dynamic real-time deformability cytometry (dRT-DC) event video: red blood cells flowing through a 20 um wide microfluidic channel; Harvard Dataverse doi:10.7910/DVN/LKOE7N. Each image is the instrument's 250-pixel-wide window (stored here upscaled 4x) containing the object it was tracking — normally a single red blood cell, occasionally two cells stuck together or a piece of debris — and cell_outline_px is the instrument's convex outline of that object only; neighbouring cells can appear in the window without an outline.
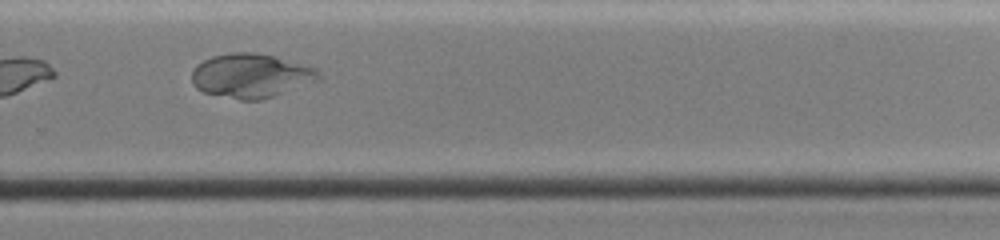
{"species": "common noctule bat (a hibernating species)", "species_latin": "Nyctalus noctula", "temperature_condition": "cold", "stored_images_in_passage": 16, "camera_frame_rate_fps": 3000, "um_per_image_px": 0.085, "animal": {"sex": "female", "body_mass_g": 19.0, "forearm_length_mm": 51.5}, "frame": {"image": 1, "passage_image": 12, "time_ms": 10.0, "image_size_px": [1000, 240], "cell_outline_px": [[320, 80], [260, 100], [240, 100], [204, 92], [196, 88], [192, 84], [192, 72], [196, 64], [212, 56], [232, 52], [252, 52], [276, 56], [316, 68], [320, 72]], "centroid_in_image_um": [21.33, 6.42], "position_along_channel_um": 308.5, "area_um2": 32.6}, "authors_computed_cell_mechanics": {"area_um2": 24.6806, "velocity_mm_per_s": 3.8752, "shape_relaxation_time_tau1_ms": 1.3176, "shape_relaxation_time_tau2_ms": null, "deformation_change_tau1": 0.1619, "deformation_change_tau2": null}}